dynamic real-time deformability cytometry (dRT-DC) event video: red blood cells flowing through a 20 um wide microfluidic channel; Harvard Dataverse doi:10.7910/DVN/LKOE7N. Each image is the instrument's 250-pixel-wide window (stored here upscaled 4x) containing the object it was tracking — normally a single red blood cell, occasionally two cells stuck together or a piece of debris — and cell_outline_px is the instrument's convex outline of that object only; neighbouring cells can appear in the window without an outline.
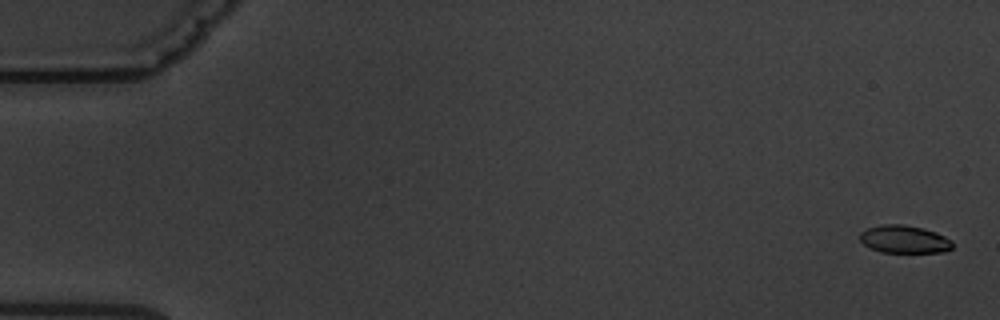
{"species": "common noctule bat (a hibernating species)", "species_latin": "Nyctalus noctula", "temperature_condition": "warm", "stored_images_in_passage": 6, "segment_of_instrument_passage": [1, 2], "camera_frame_rate_fps": 3000, "um_per_image_px": 0.085, "animal": {"sex": "male", "body_mass_g": 19.5, "forearm_length_mm": 54.6}, "frame": {"image": 1, "passage_image": 1, "time_ms": 0.0, "image_size_px": [1000, 320], "cell_outline_px": [[952, 248], [944, 252], [880, 252], [864, 244], [860, 240], [860, 232], [868, 228], [884, 224], [904, 224], [924, 228], [936, 232], [952, 240]], "centroid_in_image_um": [76.88, 20.33], "position_along_channel_um": 8.1, "area_um2": 14.97}}
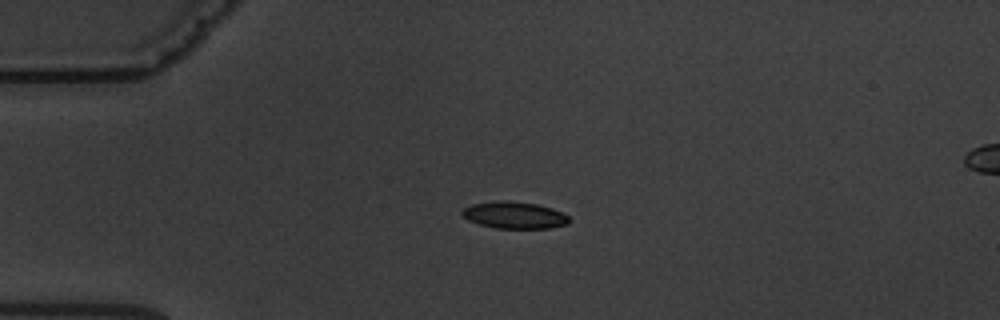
{"frame": {"image": 2, "passage_image": 4, "time_ms": 4.333, "image_size_px": [1000, 320], "cell_outline_px": [[568, 224], [548, 228], [496, 228], [480, 224], [468, 220], [460, 212], [464, 208], [472, 204], [500, 200], [508, 200], [536, 204], [552, 208], [564, 212], [568, 216]], "centroid_in_image_um": [43.73, 18.28], "position_along_channel_um": 41.3, "area_um2": 16.7}}